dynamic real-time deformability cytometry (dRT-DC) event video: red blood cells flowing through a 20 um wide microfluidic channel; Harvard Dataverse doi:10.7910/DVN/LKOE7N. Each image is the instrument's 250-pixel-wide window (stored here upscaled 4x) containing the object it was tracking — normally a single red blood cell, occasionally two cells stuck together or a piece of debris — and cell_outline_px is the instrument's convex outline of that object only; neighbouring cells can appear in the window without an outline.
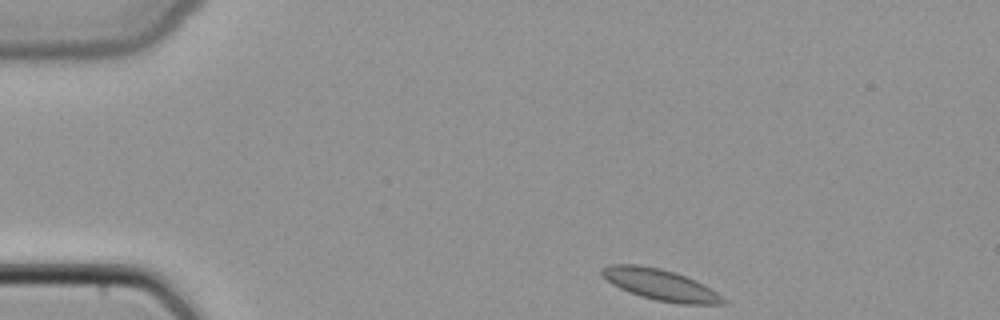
{"species": "common noctule bat (a hibernating species)", "species_latin": "Nyctalus noctula", "temperature_condition": "cold", "stored_images_in_passage": 41, "camera_frame_rate_fps": 3000, "um_per_image_px": 0.085, "animal": {"sex": "female", "body_mass_g": 22.7, "forearm_length_mm": 54.2}, "frame": {"image": 1, "passage_image": 1, "time_ms": 0.0, "image_size_px": [1000, 320], "cell_outline_px": [[728, 300], [724, 304], [680, 304], [656, 300], [640, 296], [628, 292], [612, 284], [600, 272], [600, 268], [612, 264], [636, 264], [660, 268], [676, 272], [696, 280], [704, 284]], "centroid_in_image_um": [56.15, 24.2], "position_along_channel_um": 28.9, "area_um2": 22.08}}
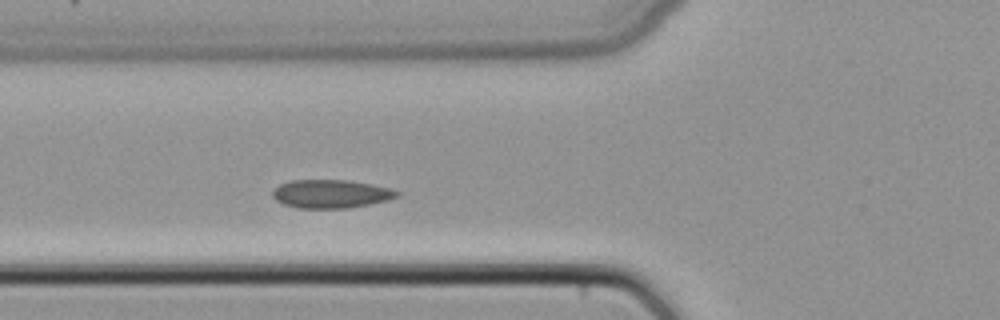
{"frame": {"image": 2, "passage_image": 11, "time_ms": 3.333, "image_size_px": [1000, 320], "cell_outline_px": [[400, 196], [388, 200], [348, 208], [300, 208], [284, 204], [276, 200], [272, 196], [272, 188], [280, 184], [292, 180], [348, 180], [388, 188], [400, 192]], "centroid_in_image_um": [28.09, 16.48], "position_along_channel_um": 97.7, "area_um2": 20.46}}
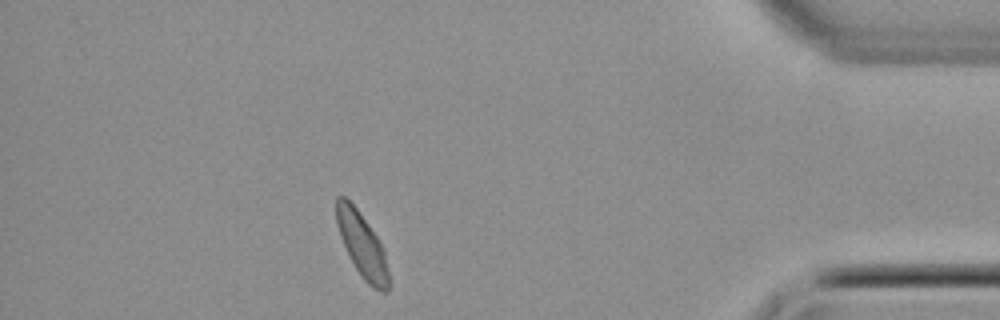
{"frame": {"image": 3, "passage_image": 36, "time_ms": 11.667, "image_size_px": [1000, 320], "cell_outline_px": [[388, 292], [380, 292], [372, 288], [360, 276], [340, 236], [336, 224], [336, 196], [344, 196], [356, 208], [376, 236], [384, 252], [388, 272]], "centroid_in_image_um": [30.76, 20.85], "position_along_channel_um": 404.4, "area_um2": 19.13}}